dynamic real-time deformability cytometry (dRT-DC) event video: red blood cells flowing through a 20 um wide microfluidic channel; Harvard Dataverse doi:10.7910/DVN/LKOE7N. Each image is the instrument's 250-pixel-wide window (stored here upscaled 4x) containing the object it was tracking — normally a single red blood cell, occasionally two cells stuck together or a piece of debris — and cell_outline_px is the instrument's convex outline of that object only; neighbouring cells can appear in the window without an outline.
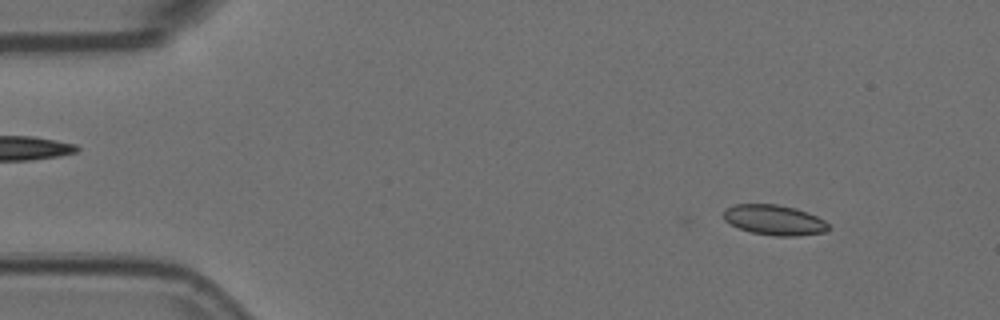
{"species": "Egyptian fruit bat (a non-hibernating species)", "species_latin": "Rousettus aegyptiacus", "temperature_condition": "room temperature", "stored_images_in_passage": 4, "camera_frame_rate_fps": 3000, "um_per_image_px": 0.085, "animal": {"sex": "female"}, "frame": {"image": 1, "passage_image": 1, "time_ms": 0.0, "image_size_px": [1000, 320], "cell_outline_px": [[828, 228], [824, 232], [796, 236], [776, 236], [752, 232], [740, 228], [724, 220], [724, 208], [736, 204], [776, 204], [796, 208], [808, 212], [824, 220], [828, 224]], "centroid_in_image_um": [65.81, 18.69], "position_along_channel_um": 19.2, "area_um2": 18.32}}
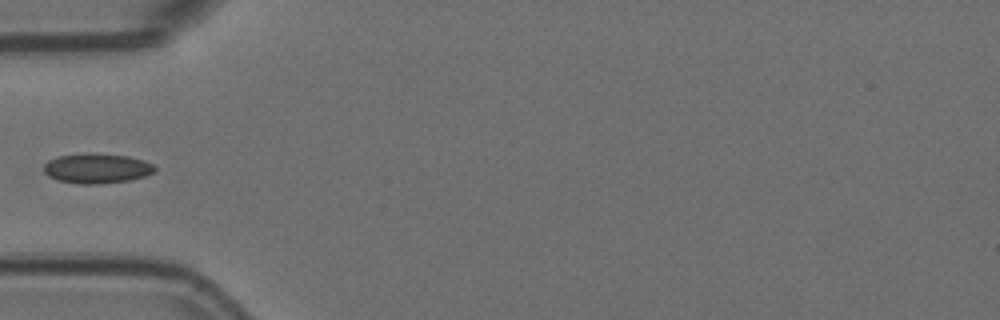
{"frame": {"image": 2, "passage_image": 4, "time_ms": 1.0, "image_size_px": [1000, 320], "cell_outline_px": [[156, 172], [144, 176], [128, 180], [100, 184], [76, 184], [56, 180], [48, 176], [44, 172], [44, 164], [48, 160], [60, 156], [88, 152], [128, 156], [144, 160], [152, 164], [156, 168]], "centroid_in_image_um": [8.22, 14.31], "position_along_channel_um": 76.8, "area_um2": 19.54}}